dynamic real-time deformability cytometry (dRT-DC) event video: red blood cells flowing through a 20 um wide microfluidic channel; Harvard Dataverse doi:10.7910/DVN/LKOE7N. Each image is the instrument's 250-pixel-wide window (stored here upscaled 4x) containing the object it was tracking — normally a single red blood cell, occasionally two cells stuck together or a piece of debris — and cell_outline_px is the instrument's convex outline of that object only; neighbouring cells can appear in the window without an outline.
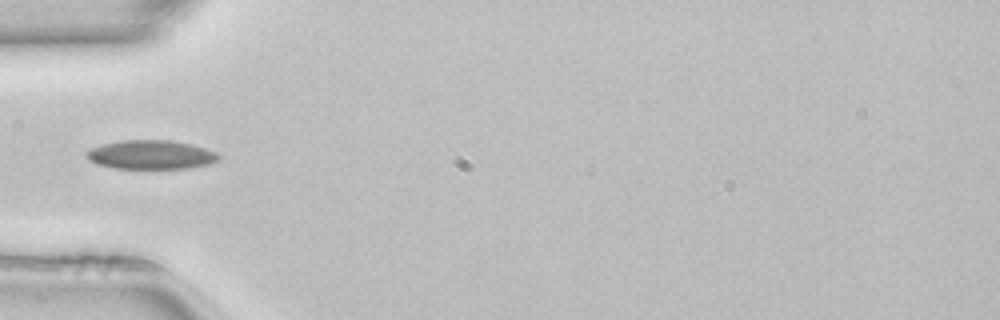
{"species": "common noctule bat (a hibernating species)", "species_latin": "Nyctalus noctula", "temperature_condition": "room temperature", "stored_images_in_passage": 35, "camera_frame_rate_fps": 3000, "um_per_image_px": 0.085, "animal": {"sex": "female", "body_mass_g": 22.7, "forearm_length_mm": 54.2}, "frame": {"image": 1, "passage_image": 1, "time_ms": 0.0, "image_size_px": [1000, 320], "cell_outline_px": [[220, 160], [208, 164], [188, 168], [116, 168], [96, 164], [88, 160], [84, 156], [84, 152], [88, 148], [120, 140], [168, 140], [192, 144], [216, 152], [220, 156]], "centroid_in_image_um": [12.78, 13.14], "position_along_channel_um": 72.2, "area_um2": 22.43}, "authors_computed_cell_mechanics": {"area_um2": 21.386, "velocity_mm_per_s": 4.0915, "shape_relaxation_time_tau1_ms": 5.9368, "shape_relaxation_time_tau2_ms": 3.5077, "deformation_change_tau1": 0.1292, "deformation_change_tau2": 0.0888}}